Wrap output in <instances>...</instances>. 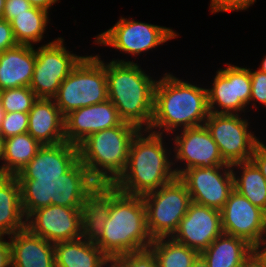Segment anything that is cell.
Masks as SVG:
<instances>
[{
    "label": "cell",
    "instance_id": "cell-21",
    "mask_svg": "<svg viewBox=\"0 0 266 267\" xmlns=\"http://www.w3.org/2000/svg\"><path fill=\"white\" fill-rule=\"evenodd\" d=\"M11 267H56L54 244L27 227L10 237Z\"/></svg>",
    "mask_w": 266,
    "mask_h": 267
},
{
    "label": "cell",
    "instance_id": "cell-13",
    "mask_svg": "<svg viewBox=\"0 0 266 267\" xmlns=\"http://www.w3.org/2000/svg\"><path fill=\"white\" fill-rule=\"evenodd\" d=\"M194 203L221 210L234 190L231 165L190 168L178 176Z\"/></svg>",
    "mask_w": 266,
    "mask_h": 267
},
{
    "label": "cell",
    "instance_id": "cell-26",
    "mask_svg": "<svg viewBox=\"0 0 266 267\" xmlns=\"http://www.w3.org/2000/svg\"><path fill=\"white\" fill-rule=\"evenodd\" d=\"M253 250L246 240L222 233L200 255L209 267H239Z\"/></svg>",
    "mask_w": 266,
    "mask_h": 267
},
{
    "label": "cell",
    "instance_id": "cell-1",
    "mask_svg": "<svg viewBox=\"0 0 266 267\" xmlns=\"http://www.w3.org/2000/svg\"><path fill=\"white\" fill-rule=\"evenodd\" d=\"M208 115L206 87L183 81L169 72L157 79L149 131L168 137L178 130L203 126Z\"/></svg>",
    "mask_w": 266,
    "mask_h": 267
},
{
    "label": "cell",
    "instance_id": "cell-47",
    "mask_svg": "<svg viewBox=\"0 0 266 267\" xmlns=\"http://www.w3.org/2000/svg\"><path fill=\"white\" fill-rule=\"evenodd\" d=\"M8 175L5 173L2 167H0V182L5 179Z\"/></svg>",
    "mask_w": 266,
    "mask_h": 267
},
{
    "label": "cell",
    "instance_id": "cell-5",
    "mask_svg": "<svg viewBox=\"0 0 266 267\" xmlns=\"http://www.w3.org/2000/svg\"><path fill=\"white\" fill-rule=\"evenodd\" d=\"M141 129L123 121L92 133L78 145L79 160L97 183H114L124 171L132 140Z\"/></svg>",
    "mask_w": 266,
    "mask_h": 267
},
{
    "label": "cell",
    "instance_id": "cell-33",
    "mask_svg": "<svg viewBox=\"0 0 266 267\" xmlns=\"http://www.w3.org/2000/svg\"><path fill=\"white\" fill-rule=\"evenodd\" d=\"M28 132V113H5L0 127V134L6 139L11 136Z\"/></svg>",
    "mask_w": 266,
    "mask_h": 267
},
{
    "label": "cell",
    "instance_id": "cell-39",
    "mask_svg": "<svg viewBox=\"0 0 266 267\" xmlns=\"http://www.w3.org/2000/svg\"><path fill=\"white\" fill-rule=\"evenodd\" d=\"M0 267H11L10 243L4 236H0Z\"/></svg>",
    "mask_w": 266,
    "mask_h": 267
},
{
    "label": "cell",
    "instance_id": "cell-4",
    "mask_svg": "<svg viewBox=\"0 0 266 267\" xmlns=\"http://www.w3.org/2000/svg\"><path fill=\"white\" fill-rule=\"evenodd\" d=\"M103 228V234L95 244L109 259L149 249L153 242L147 228L142 196L120 192L112 200L109 217Z\"/></svg>",
    "mask_w": 266,
    "mask_h": 267
},
{
    "label": "cell",
    "instance_id": "cell-43",
    "mask_svg": "<svg viewBox=\"0 0 266 267\" xmlns=\"http://www.w3.org/2000/svg\"><path fill=\"white\" fill-rule=\"evenodd\" d=\"M4 148H5V138L0 134V167L3 168V162H4Z\"/></svg>",
    "mask_w": 266,
    "mask_h": 267
},
{
    "label": "cell",
    "instance_id": "cell-17",
    "mask_svg": "<svg viewBox=\"0 0 266 267\" xmlns=\"http://www.w3.org/2000/svg\"><path fill=\"white\" fill-rule=\"evenodd\" d=\"M222 233L221 211L191 202L172 238L201 253Z\"/></svg>",
    "mask_w": 266,
    "mask_h": 267
},
{
    "label": "cell",
    "instance_id": "cell-11",
    "mask_svg": "<svg viewBox=\"0 0 266 267\" xmlns=\"http://www.w3.org/2000/svg\"><path fill=\"white\" fill-rule=\"evenodd\" d=\"M241 114L209 113L205 126L227 164L251 161L255 147L262 141L249 128Z\"/></svg>",
    "mask_w": 266,
    "mask_h": 267
},
{
    "label": "cell",
    "instance_id": "cell-35",
    "mask_svg": "<svg viewBox=\"0 0 266 267\" xmlns=\"http://www.w3.org/2000/svg\"><path fill=\"white\" fill-rule=\"evenodd\" d=\"M256 0H210V12H233L248 9Z\"/></svg>",
    "mask_w": 266,
    "mask_h": 267
},
{
    "label": "cell",
    "instance_id": "cell-36",
    "mask_svg": "<svg viewBox=\"0 0 266 267\" xmlns=\"http://www.w3.org/2000/svg\"><path fill=\"white\" fill-rule=\"evenodd\" d=\"M33 6L27 0H5V6L1 18L11 21L17 14L28 12Z\"/></svg>",
    "mask_w": 266,
    "mask_h": 267
},
{
    "label": "cell",
    "instance_id": "cell-32",
    "mask_svg": "<svg viewBox=\"0 0 266 267\" xmlns=\"http://www.w3.org/2000/svg\"><path fill=\"white\" fill-rule=\"evenodd\" d=\"M108 267H158L154 253L150 249L131 252L109 259Z\"/></svg>",
    "mask_w": 266,
    "mask_h": 267
},
{
    "label": "cell",
    "instance_id": "cell-40",
    "mask_svg": "<svg viewBox=\"0 0 266 267\" xmlns=\"http://www.w3.org/2000/svg\"><path fill=\"white\" fill-rule=\"evenodd\" d=\"M239 267H266L264 260L253 250Z\"/></svg>",
    "mask_w": 266,
    "mask_h": 267
},
{
    "label": "cell",
    "instance_id": "cell-6",
    "mask_svg": "<svg viewBox=\"0 0 266 267\" xmlns=\"http://www.w3.org/2000/svg\"><path fill=\"white\" fill-rule=\"evenodd\" d=\"M21 204L27 218L36 209L51 204L81 208L87 193L97 184L78 160L59 179L18 180Z\"/></svg>",
    "mask_w": 266,
    "mask_h": 267
},
{
    "label": "cell",
    "instance_id": "cell-28",
    "mask_svg": "<svg viewBox=\"0 0 266 267\" xmlns=\"http://www.w3.org/2000/svg\"><path fill=\"white\" fill-rule=\"evenodd\" d=\"M42 146L28 132L5 139L3 170L7 175L16 176Z\"/></svg>",
    "mask_w": 266,
    "mask_h": 267
},
{
    "label": "cell",
    "instance_id": "cell-10",
    "mask_svg": "<svg viewBox=\"0 0 266 267\" xmlns=\"http://www.w3.org/2000/svg\"><path fill=\"white\" fill-rule=\"evenodd\" d=\"M36 63L29 88L37 98L53 99L61 83L84 57L68 51L62 37L35 49Z\"/></svg>",
    "mask_w": 266,
    "mask_h": 267
},
{
    "label": "cell",
    "instance_id": "cell-48",
    "mask_svg": "<svg viewBox=\"0 0 266 267\" xmlns=\"http://www.w3.org/2000/svg\"><path fill=\"white\" fill-rule=\"evenodd\" d=\"M4 6H5V0H0V17L3 14Z\"/></svg>",
    "mask_w": 266,
    "mask_h": 267
},
{
    "label": "cell",
    "instance_id": "cell-24",
    "mask_svg": "<svg viewBox=\"0 0 266 267\" xmlns=\"http://www.w3.org/2000/svg\"><path fill=\"white\" fill-rule=\"evenodd\" d=\"M56 267H108L109 258L90 241L79 238L54 244Z\"/></svg>",
    "mask_w": 266,
    "mask_h": 267
},
{
    "label": "cell",
    "instance_id": "cell-19",
    "mask_svg": "<svg viewBox=\"0 0 266 267\" xmlns=\"http://www.w3.org/2000/svg\"><path fill=\"white\" fill-rule=\"evenodd\" d=\"M79 160L78 146L66 141L42 145L30 162L16 175L18 180L59 179Z\"/></svg>",
    "mask_w": 266,
    "mask_h": 267
},
{
    "label": "cell",
    "instance_id": "cell-46",
    "mask_svg": "<svg viewBox=\"0 0 266 267\" xmlns=\"http://www.w3.org/2000/svg\"><path fill=\"white\" fill-rule=\"evenodd\" d=\"M4 115H5V111L3 109L2 100L0 97V127H1L2 121L4 119Z\"/></svg>",
    "mask_w": 266,
    "mask_h": 267
},
{
    "label": "cell",
    "instance_id": "cell-15",
    "mask_svg": "<svg viewBox=\"0 0 266 267\" xmlns=\"http://www.w3.org/2000/svg\"><path fill=\"white\" fill-rule=\"evenodd\" d=\"M220 211L223 233L242 238L254 248L266 237V212L236 190Z\"/></svg>",
    "mask_w": 266,
    "mask_h": 267
},
{
    "label": "cell",
    "instance_id": "cell-37",
    "mask_svg": "<svg viewBox=\"0 0 266 267\" xmlns=\"http://www.w3.org/2000/svg\"><path fill=\"white\" fill-rule=\"evenodd\" d=\"M17 44L10 22L0 17V53Z\"/></svg>",
    "mask_w": 266,
    "mask_h": 267
},
{
    "label": "cell",
    "instance_id": "cell-25",
    "mask_svg": "<svg viewBox=\"0 0 266 267\" xmlns=\"http://www.w3.org/2000/svg\"><path fill=\"white\" fill-rule=\"evenodd\" d=\"M25 228L20 184L16 176L8 175L0 182V236L10 237Z\"/></svg>",
    "mask_w": 266,
    "mask_h": 267
},
{
    "label": "cell",
    "instance_id": "cell-9",
    "mask_svg": "<svg viewBox=\"0 0 266 267\" xmlns=\"http://www.w3.org/2000/svg\"><path fill=\"white\" fill-rule=\"evenodd\" d=\"M178 36L170 27L121 17L114 26L95 36L93 44L110 46L136 57Z\"/></svg>",
    "mask_w": 266,
    "mask_h": 267
},
{
    "label": "cell",
    "instance_id": "cell-23",
    "mask_svg": "<svg viewBox=\"0 0 266 267\" xmlns=\"http://www.w3.org/2000/svg\"><path fill=\"white\" fill-rule=\"evenodd\" d=\"M36 63L35 46L17 44L0 53V91L29 87Z\"/></svg>",
    "mask_w": 266,
    "mask_h": 267
},
{
    "label": "cell",
    "instance_id": "cell-18",
    "mask_svg": "<svg viewBox=\"0 0 266 267\" xmlns=\"http://www.w3.org/2000/svg\"><path fill=\"white\" fill-rule=\"evenodd\" d=\"M122 122L116 107L109 99L82 107L65 116V141L78 146L92 133L119 126Z\"/></svg>",
    "mask_w": 266,
    "mask_h": 267
},
{
    "label": "cell",
    "instance_id": "cell-2",
    "mask_svg": "<svg viewBox=\"0 0 266 267\" xmlns=\"http://www.w3.org/2000/svg\"><path fill=\"white\" fill-rule=\"evenodd\" d=\"M163 134L141 129L132 140L126 167L114 184L127 195L143 196L176 177L172 149ZM165 141V142H164Z\"/></svg>",
    "mask_w": 266,
    "mask_h": 267
},
{
    "label": "cell",
    "instance_id": "cell-42",
    "mask_svg": "<svg viewBox=\"0 0 266 267\" xmlns=\"http://www.w3.org/2000/svg\"><path fill=\"white\" fill-rule=\"evenodd\" d=\"M254 250L258 253V255L264 260L266 266V244H258Z\"/></svg>",
    "mask_w": 266,
    "mask_h": 267
},
{
    "label": "cell",
    "instance_id": "cell-31",
    "mask_svg": "<svg viewBox=\"0 0 266 267\" xmlns=\"http://www.w3.org/2000/svg\"><path fill=\"white\" fill-rule=\"evenodd\" d=\"M0 97L5 113H29L34 102L38 99L29 87L2 90Z\"/></svg>",
    "mask_w": 266,
    "mask_h": 267
},
{
    "label": "cell",
    "instance_id": "cell-7",
    "mask_svg": "<svg viewBox=\"0 0 266 267\" xmlns=\"http://www.w3.org/2000/svg\"><path fill=\"white\" fill-rule=\"evenodd\" d=\"M105 61L98 54L84 56L61 83L53 98L62 115L108 100Z\"/></svg>",
    "mask_w": 266,
    "mask_h": 267
},
{
    "label": "cell",
    "instance_id": "cell-12",
    "mask_svg": "<svg viewBox=\"0 0 266 267\" xmlns=\"http://www.w3.org/2000/svg\"><path fill=\"white\" fill-rule=\"evenodd\" d=\"M216 71L211 88H207L209 113L241 114L249 108L251 77L247 67L226 64ZM221 109V110H220Z\"/></svg>",
    "mask_w": 266,
    "mask_h": 267
},
{
    "label": "cell",
    "instance_id": "cell-16",
    "mask_svg": "<svg viewBox=\"0 0 266 267\" xmlns=\"http://www.w3.org/2000/svg\"><path fill=\"white\" fill-rule=\"evenodd\" d=\"M26 227L52 244L76 240L82 237L81 211L51 204L33 211L26 218Z\"/></svg>",
    "mask_w": 266,
    "mask_h": 267
},
{
    "label": "cell",
    "instance_id": "cell-30",
    "mask_svg": "<svg viewBox=\"0 0 266 267\" xmlns=\"http://www.w3.org/2000/svg\"><path fill=\"white\" fill-rule=\"evenodd\" d=\"M149 249L154 253L158 267H192L200 253L172 237L153 239Z\"/></svg>",
    "mask_w": 266,
    "mask_h": 267
},
{
    "label": "cell",
    "instance_id": "cell-49",
    "mask_svg": "<svg viewBox=\"0 0 266 267\" xmlns=\"http://www.w3.org/2000/svg\"><path fill=\"white\" fill-rule=\"evenodd\" d=\"M265 236H266V234H265ZM259 244H266V237Z\"/></svg>",
    "mask_w": 266,
    "mask_h": 267
},
{
    "label": "cell",
    "instance_id": "cell-45",
    "mask_svg": "<svg viewBox=\"0 0 266 267\" xmlns=\"http://www.w3.org/2000/svg\"><path fill=\"white\" fill-rule=\"evenodd\" d=\"M261 65L258 67V70L266 73V56H264L263 60L260 63Z\"/></svg>",
    "mask_w": 266,
    "mask_h": 267
},
{
    "label": "cell",
    "instance_id": "cell-34",
    "mask_svg": "<svg viewBox=\"0 0 266 267\" xmlns=\"http://www.w3.org/2000/svg\"><path fill=\"white\" fill-rule=\"evenodd\" d=\"M250 77H251V97H250V104L252 103L254 108H257V102L266 107V73L261 72L259 70H251Z\"/></svg>",
    "mask_w": 266,
    "mask_h": 267
},
{
    "label": "cell",
    "instance_id": "cell-14",
    "mask_svg": "<svg viewBox=\"0 0 266 267\" xmlns=\"http://www.w3.org/2000/svg\"><path fill=\"white\" fill-rule=\"evenodd\" d=\"M179 132L173 133L174 137H171L175 145L172 151L175 155L173 154L172 159L176 176L190 168L230 165L223 160L217 144L205 125ZM177 162H181L185 167L181 168L180 165L178 167Z\"/></svg>",
    "mask_w": 266,
    "mask_h": 267
},
{
    "label": "cell",
    "instance_id": "cell-20",
    "mask_svg": "<svg viewBox=\"0 0 266 267\" xmlns=\"http://www.w3.org/2000/svg\"><path fill=\"white\" fill-rule=\"evenodd\" d=\"M120 193L114 183H97L82 202V238L95 243L103 234L112 200Z\"/></svg>",
    "mask_w": 266,
    "mask_h": 267
},
{
    "label": "cell",
    "instance_id": "cell-8",
    "mask_svg": "<svg viewBox=\"0 0 266 267\" xmlns=\"http://www.w3.org/2000/svg\"><path fill=\"white\" fill-rule=\"evenodd\" d=\"M142 197L152 239L172 237L192 202L185 183L178 176Z\"/></svg>",
    "mask_w": 266,
    "mask_h": 267
},
{
    "label": "cell",
    "instance_id": "cell-41",
    "mask_svg": "<svg viewBox=\"0 0 266 267\" xmlns=\"http://www.w3.org/2000/svg\"><path fill=\"white\" fill-rule=\"evenodd\" d=\"M33 7H38L44 9L46 11H50L49 9L55 5L59 0H27Z\"/></svg>",
    "mask_w": 266,
    "mask_h": 267
},
{
    "label": "cell",
    "instance_id": "cell-22",
    "mask_svg": "<svg viewBox=\"0 0 266 267\" xmlns=\"http://www.w3.org/2000/svg\"><path fill=\"white\" fill-rule=\"evenodd\" d=\"M64 119L54 99L38 98L28 113V133L42 145L64 142Z\"/></svg>",
    "mask_w": 266,
    "mask_h": 267
},
{
    "label": "cell",
    "instance_id": "cell-3",
    "mask_svg": "<svg viewBox=\"0 0 266 267\" xmlns=\"http://www.w3.org/2000/svg\"><path fill=\"white\" fill-rule=\"evenodd\" d=\"M108 99L119 117L140 129H149L154 109L156 79L138 63L125 59L105 62Z\"/></svg>",
    "mask_w": 266,
    "mask_h": 267
},
{
    "label": "cell",
    "instance_id": "cell-44",
    "mask_svg": "<svg viewBox=\"0 0 266 267\" xmlns=\"http://www.w3.org/2000/svg\"><path fill=\"white\" fill-rule=\"evenodd\" d=\"M192 267H209L208 263L204 260V258L199 255L197 259L193 262Z\"/></svg>",
    "mask_w": 266,
    "mask_h": 267
},
{
    "label": "cell",
    "instance_id": "cell-27",
    "mask_svg": "<svg viewBox=\"0 0 266 267\" xmlns=\"http://www.w3.org/2000/svg\"><path fill=\"white\" fill-rule=\"evenodd\" d=\"M231 168L234 190L266 212V180L258 167L252 161H247L234 163Z\"/></svg>",
    "mask_w": 266,
    "mask_h": 267
},
{
    "label": "cell",
    "instance_id": "cell-29",
    "mask_svg": "<svg viewBox=\"0 0 266 267\" xmlns=\"http://www.w3.org/2000/svg\"><path fill=\"white\" fill-rule=\"evenodd\" d=\"M49 23V12L38 7L17 14V17L10 21L16 42L32 46L42 41Z\"/></svg>",
    "mask_w": 266,
    "mask_h": 267
},
{
    "label": "cell",
    "instance_id": "cell-38",
    "mask_svg": "<svg viewBox=\"0 0 266 267\" xmlns=\"http://www.w3.org/2000/svg\"><path fill=\"white\" fill-rule=\"evenodd\" d=\"M251 161L258 167L266 180V145L260 142L254 150Z\"/></svg>",
    "mask_w": 266,
    "mask_h": 267
}]
</instances>
